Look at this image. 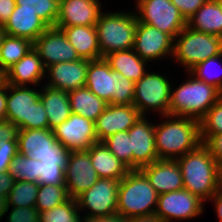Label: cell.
I'll return each mask as SVG.
<instances>
[{"instance_id":"1","label":"cell","mask_w":222,"mask_h":222,"mask_svg":"<svg viewBox=\"0 0 222 222\" xmlns=\"http://www.w3.org/2000/svg\"><path fill=\"white\" fill-rule=\"evenodd\" d=\"M155 123V147L158 159L176 160L200 144V121L174 115L158 116Z\"/></svg>"},{"instance_id":"2","label":"cell","mask_w":222,"mask_h":222,"mask_svg":"<svg viewBox=\"0 0 222 222\" xmlns=\"http://www.w3.org/2000/svg\"><path fill=\"white\" fill-rule=\"evenodd\" d=\"M176 161L181 168L184 188L208 203L220 190L218 162L203 144Z\"/></svg>"},{"instance_id":"3","label":"cell","mask_w":222,"mask_h":222,"mask_svg":"<svg viewBox=\"0 0 222 222\" xmlns=\"http://www.w3.org/2000/svg\"><path fill=\"white\" fill-rule=\"evenodd\" d=\"M185 80L178 86L172 83L169 115L189 117L200 121L209 108L222 96V92L211 84L197 80L186 72Z\"/></svg>"},{"instance_id":"4","label":"cell","mask_w":222,"mask_h":222,"mask_svg":"<svg viewBox=\"0 0 222 222\" xmlns=\"http://www.w3.org/2000/svg\"><path fill=\"white\" fill-rule=\"evenodd\" d=\"M85 87L107 104H133L135 83L113 71L105 58L89 61Z\"/></svg>"},{"instance_id":"5","label":"cell","mask_w":222,"mask_h":222,"mask_svg":"<svg viewBox=\"0 0 222 222\" xmlns=\"http://www.w3.org/2000/svg\"><path fill=\"white\" fill-rule=\"evenodd\" d=\"M103 11L95 25L101 56L109 53L133 49L137 28V15L134 10Z\"/></svg>"},{"instance_id":"6","label":"cell","mask_w":222,"mask_h":222,"mask_svg":"<svg viewBox=\"0 0 222 222\" xmlns=\"http://www.w3.org/2000/svg\"><path fill=\"white\" fill-rule=\"evenodd\" d=\"M158 196L140 169L130 170L119 183L117 215L128 219L154 213Z\"/></svg>"},{"instance_id":"7","label":"cell","mask_w":222,"mask_h":222,"mask_svg":"<svg viewBox=\"0 0 222 222\" xmlns=\"http://www.w3.org/2000/svg\"><path fill=\"white\" fill-rule=\"evenodd\" d=\"M222 53V38L186 26L175 38L172 61L188 72L196 64Z\"/></svg>"},{"instance_id":"8","label":"cell","mask_w":222,"mask_h":222,"mask_svg":"<svg viewBox=\"0 0 222 222\" xmlns=\"http://www.w3.org/2000/svg\"><path fill=\"white\" fill-rule=\"evenodd\" d=\"M153 70H148L135 82L133 105L142 116H151V112L154 115H169L171 86L174 80L166 73Z\"/></svg>"},{"instance_id":"9","label":"cell","mask_w":222,"mask_h":222,"mask_svg":"<svg viewBox=\"0 0 222 222\" xmlns=\"http://www.w3.org/2000/svg\"><path fill=\"white\" fill-rule=\"evenodd\" d=\"M18 153L41 162H58L65 169L70 151L57 141L51 129L46 128L19 130Z\"/></svg>"},{"instance_id":"10","label":"cell","mask_w":222,"mask_h":222,"mask_svg":"<svg viewBox=\"0 0 222 222\" xmlns=\"http://www.w3.org/2000/svg\"><path fill=\"white\" fill-rule=\"evenodd\" d=\"M134 1L139 22L155 27L173 39L187 26V20L171 0Z\"/></svg>"},{"instance_id":"11","label":"cell","mask_w":222,"mask_h":222,"mask_svg":"<svg viewBox=\"0 0 222 222\" xmlns=\"http://www.w3.org/2000/svg\"><path fill=\"white\" fill-rule=\"evenodd\" d=\"M119 183L120 180L99 178L91 188L76 198L81 215L90 217L117 215Z\"/></svg>"},{"instance_id":"12","label":"cell","mask_w":222,"mask_h":222,"mask_svg":"<svg viewBox=\"0 0 222 222\" xmlns=\"http://www.w3.org/2000/svg\"><path fill=\"white\" fill-rule=\"evenodd\" d=\"M206 202L185 188L163 193L158 196L155 213L164 222L188 221L200 217L205 212Z\"/></svg>"},{"instance_id":"13","label":"cell","mask_w":222,"mask_h":222,"mask_svg":"<svg viewBox=\"0 0 222 222\" xmlns=\"http://www.w3.org/2000/svg\"><path fill=\"white\" fill-rule=\"evenodd\" d=\"M174 39L167 33L138 21L133 50L141 59L155 64L163 60H172Z\"/></svg>"},{"instance_id":"14","label":"cell","mask_w":222,"mask_h":222,"mask_svg":"<svg viewBox=\"0 0 222 222\" xmlns=\"http://www.w3.org/2000/svg\"><path fill=\"white\" fill-rule=\"evenodd\" d=\"M52 131L57 141L70 152L87 151L98 142L95 122L74 113Z\"/></svg>"},{"instance_id":"15","label":"cell","mask_w":222,"mask_h":222,"mask_svg":"<svg viewBox=\"0 0 222 222\" xmlns=\"http://www.w3.org/2000/svg\"><path fill=\"white\" fill-rule=\"evenodd\" d=\"M45 69L56 63L73 62L81 59L75 48L67 40L62 29L48 27L34 42Z\"/></svg>"},{"instance_id":"16","label":"cell","mask_w":222,"mask_h":222,"mask_svg":"<svg viewBox=\"0 0 222 222\" xmlns=\"http://www.w3.org/2000/svg\"><path fill=\"white\" fill-rule=\"evenodd\" d=\"M64 173L68 195L73 199L91 188L99 179L88 150L70 152Z\"/></svg>"},{"instance_id":"17","label":"cell","mask_w":222,"mask_h":222,"mask_svg":"<svg viewBox=\"0 0 222 222\" xmlns=\"http://www.w3.org/2000/svg\"><path fill=\"white\" fill-rule=\"evenodd\" d=\"M39 99L40 87L7 83L6 120L11 121L19 130L30 129L31 107Z\"/></svg>"},{"instance_id":"18","label":"cell","mask_w":222,"mask_h":222,"mask_svg":"<svg viewBox=\"0 0 222 222\" xmlns=\"http://www.w3.org/2000/svg\"><path fill=\"white\" fill-rule=\"evenodd\" d=\"M148 116H141L128 130L133 151V170L153 163L158 159L155 147V123Z\"/></svg>"},{"instance_id":"19","label":"cell","mask_w":222,"mask_h":222,"mask_svg":"<svg viewBox=\"0 0 222 222\" xmlns=\"http://www.w3.org/2000/svg\"><path fill=\"white\" fill-rule=\"evenodd\" d=\"M141 116V113L133 104H107L95 121L98 141H103L117 132L128 131Z\"/></svg>"},{"instance_id":"20","label":"cell","mask_w":222,"mask_h":222,"mask_svg":"<svg viewBox=\"0 0 222 222\" xmlns=\"http://www.w3.org/2000/svg\"><path fill=\"white\" fill-rule=\"evenodd\" d=\"M101 2L100 0H59V14L55 26H95L101 13L105 11Z\"/></svg>"},{"instance_id":"21","label":"cell","mask_w":222,"mask_h":222,"mask_svg":"<svg viewBox=\"0 0 222 222\" xmlns=\"http://www.w3.org/2000/svg\"><path fill=\"white\" fill-rule=\"evenodd\" d=\"M87 59H79L73 62H61L48 66L45 70L46 86L60 89L66 92L85 87Z\"/></svg>"},{"instance_id":"22","label":"cell","mask_w":222,"mask_h":222,"mask_svg":"<svg viewBox=\"0 0 222 222\" xmlns=\"http://www.w3.org/2000/svg\"><path fill=\"white\" fill-rule=\"evenodd\" d=\"M140 170L159 195L184 188L181 168L176 160L159 159Z\"/></svg>"},{"instance_id":"23","label":"cell","mask_w":222,"mask_h":222,"mask_svg":"<svg viewBox=\"0 0 222 222\" xmlns=\"http://www.w3.org/2000/svg\"><path fill=\"white\" fill-rule=\"evenodd\" d=\"M45 70L38 52L33 48L4 73V80L15 86L40 87L46 79Z\"/></svg>"},{"instance_id":"24","label":"cell","mask_w":222,"mask_h":222,"mask_svg":"<svg viewBox=\"0 0 222 222\" xmlns=\"http://www.w3.org/2000/svg\"><path fill=\"white\" fill-rule=\"evenodd\" d=\"M3 27L6 35L27 38L34 42L49 26L35 12L19 10L16 5Z\"/></svg>"},{"instance_id":"25","label":"cell","mask_w":222,"mask_h":222,"mask_svg":"<svg viewBox=\"0 0 222 222\" xmlns=\"http://www.w3.org/2000/svg\"><path fill=\"white\" fill-rule=\"evenodd\" d=\"M88 151L92 166L99 178L121 180L130 171L110 152L103 141L94 143Z\"/></svg>"},{"instance_id":"26","label":"cell","mask_w":222,"mask_h":222,"mask_svg":"<svg viewBox=\"0 0 222 222\" xmlns=\"http://www.w3.org/2000/svg\"><path fill=\"white\" fill-rule=\"evenodd\" d=\"M75 48L81 59H101V51L95 26L58 27Z\"/></svg>"},{"instance_id":"27","label":"cell","mask_w":222,"mask_h":222,"mask_svg":"<svg viewBox=\"0 0 222 222\" xmlns=\"http://www.w3.org/2000/svg\"><path fill=\"white\" fill-rule=\"evenodd\" d=\"M187 26L222 38V0H207L187 20Z\"/></svg>"},{"instance_id":"28","label":"cell","mask_w":222,"mask_h":222,"mask_svg":"<svg viewBox=\"0 0 222 222\" xmlns=\"http://www.w3.org/2000/svg\"><path fill=\"white\" fill-rule=\"evenodd\" d=\"M40 100L46 111L49 129L52 130L69 118L71 107L68 92L43 84L40 87Z\"/></svg>"},{"instance_id":"29","label":"cell","mask_w":222,"mask_h":222,"mask_svg":"<svg viewBox=\"0 0 222 222\" xmlns=\"http://www.w3.org/2000/svg\"><path fill=\"white\" fill-rule=\"evenodd\" d=\"M104 58L113 71L120 73L121 76L132 80L134 83L150 69L148 68L149 63L141 59L133 49L115 51Z\"/></svg>"},{"instance_id":"30","label":"cell","mask_w":222,"mask_h":222,"mask_svg":"<svg viewBox=\"0 0 222 222\" xmlns=\"http://www.w3.org/2000/svg\"><path fill=\"white\" fill-rule=\"evenodd\" d=\"M71 113L81 115L92 121L104 111L107 103L92 93L87 87L68 92Z\"/></svg>"},{"instance_id":"31","label":"cell","mask_w":222,"mask_h":222,"mask_svg":"<svg viewBox=\"0 0 222 222\" xmlns=\"http://www.w3.org/2000/svg\"><path fill=\"white\" fill-rule=\"evenodd\" d=\"M31 49H33V42L31 40L6 35L0 47V69L5 73Z\"/></svg>"},{"instance_id":"32","label":"cell","mask_w":222,"mask_h":222,"mask_svg":"<svg viewBox=\"0 0 222 222\" xmlns=\"http://www.w3.org/2000/svg\"><path fill=\"white\" fill-rule=\"evenodd\" d=\"M221 62H222V53L214 57H210L205 61L196 64L188 72L192 76H194L197 80L204 81L207 84H211L222 92Z\"/></svg>"},{"instance_id":"33","label":"cell","mask_w":222,"mask_h":222,"mask_svg":"<svg viewBox=\"0 0 222 222\" xmlns=\"http://www.w3.org/2000/svg\"><path fill=\"white\" fill-rule=\"evenodd\" d=\"M39 183L15 181L7 195V207H35Z\"/></svg>"},{"instance_id":"34","label":"cell","mask_w":222,"mask_h":222,"mask_svg":"<svg viewBox=\"0 0 222 222\" xmlns=\"http://www.w3.org/2000/svg\"><path fill=\"white\" fill-rule=\"evenodd\" d=\"M69 198L65 184H39L35 208L41 213L53 209Z\"/></svg>"},{"instance_id":"35","label":"cell","mask_w":222,"mask_h":222,"mask_svg":"<svg viewBox=\"0 0 222 222\" xmlns=\"http://www.w3.org/2000/svg\"><path fill=\"white\" fill-rule=\"evenodd\" d=\"M19 10L33 11L49 27L55 26L59 14V0H15Z\"/></svg>"},{"instance_id":"36","label":"cell","mask_w":222,"mask_h":222,"mask_svg":"<svg viewBox=\"0 0 222 222\" xmlns=\"http://www.w3.org/2000/svg\"><path fill=\"white\" fill-rule=\"evenodd\" d=\"M103 143L117 159L133 170V151L128 131L112 134L104 139Z\"/></svg>"},{"instance_id":"37","label":"cell","mask_w":222,"mask_h":222,"mask_svg":"<svg viewBox=\"0 0 222 222\" xmlns=\"http://www.w3.org/2000/svg\"><path fill=\"white\" fill-rule=\"evenodd\" d=\"M8 172L16 181L38 183L40 176V161L25 157L17 153L9 166Z\"/></svg>"},{"instance_id":"38","label":"cell","mask_w":222,"mask_h":222,"mask_svg":"<svg viewBox=\"0 0 222 222\" xmlns=\"http://www.w3.org/2000/svg\"><path fill=\"white\" fill-rule=\"evenodd\" d=\"M80 215L76 199L69 198L53 209L41 212L40 222H80Z\"/></svg>"},{"instance_id":"39","label":"cell","mask_w":222,"mask_h":222,"mask_svg":"<svg viewBox=\"0 0 222 222\" xmlns=\"http://www.w3.org/2000/svg\"><path fill=\"white\" fill-rule=\"evenodd\" d=\"M222 133V96L200 120V134Z\"/></svg>"},{"instance_id":"40","label":"cell","mask_w":222,"mask_h":222,"mask_svg":"<svg viewBox=\"0 0 222 222\" xmlns=\"http://www.w3.org/2000/svg\"><path fill=\"white\" fill-rule=\"evenodd\" d=\"M39 184L62 185L65 184L64 168L58 162H41L40 161Z\"/></svg>"},{"instance_id":"41","label":"cell","mask_w":222,"mask_h":222,"mask_svg":"<svg viewBox=\"0 0 222 222\" xmlns=\"http://www.w3.org/2000/svg\"><path fill=\"white\" fill-rule=\"evenodd\" d=\"M8 210L7 222H40V213L35 207H7L6 213Z\"/></svg>"},{"instance_id":"42","label":"cell","mask_w":222,"mask_h":222,"mask_svg":"<svg viewBox=\"0 0 222 222\" xmlns=\"http://www.w3.org/2000/svg\"><path fill=\"white\" fill-rule=\"evenodd\" d=\"M202 144L218 162L222 163V133L220 134H200Z\"/></svg>"},{"instance_id":"43","label":"cell","mask_w":222,"mask_h":222,"mask_svg":"<svg viewBox=\"0 0 222 222\" xmlns=\"http://www.w3.org/2000/svg\"><path fill=\"white\" fill-rule=\"evenodd\" d=\"M49 128L48 118L42 101L39 99L32 104L30 113V129Z\"/></svg>"},{"instance_id":"44","label":"cell","mask_w":222,"mask_h":222,"mask_svg":"<svg viewBox=\"0 0 222 222\" xmlns=\"http://www.w3.org/2000/svg\"><path fill=\"white\" fill-rule=\"evenodd\" d=\"M18 153V141L0 144V173L8 172L14 156Z\"/></svg>"},{"instance_id":"45","label":"cell","mask_w":222,"mask_h":222,"mask_svg":"<svg viewBox=\"0 0 222 222\" xmlns=\"http://www.w3.org/2000/svg\"><path fill=\"white\" fill-rule=\"evenodd\" d=\"M207 0H171L188 20Z\"/></svg>"},{"instance_id":"46","label":"cell","mask_w":222,"mask_h":222,"mask_svg":"<svg viewBox=\"0 0 222 222\" xmlns=\"http://www.w3.org/2000/svg\"><path fill=\"white\" fill-rule=\"evenodd\" d=\"M19 129L8 120L0 121V144L8 141H18Z\"/></svg>"},{"instance_id":"47","label":"cell","mask_w":222,"mask_h":222,"mask_svg":"<svg viewBox=\"0 0 222 222\" xmlns=\"http://www.w3.org/2000/svg\"><path fill=\"white\" fill-rule=\"evenodd\" d=\"M16 6L15 0H0V26H4Z\"/></svg>"},{"instance_id":"48","label":"cell","mask_w":222,"mask_h":222,"mask_svg":"<svg viewBox=\"0 0 222 222\" xmlns=\"http://www.w3.org/2000/svg\"><path fill=\"white\" fill-rule=\"evenodd\" d=\"M15 181V178L9 172L0 173V193L7 196Z\"/></svg>"},{"instance_id":"49","label":"cell","mask_w":222,"mask_h":222,"mask_svg":"<svg viewBox=\"0 0 222 222\" xmlns=\"http://www.w3.org/2000/svg\"><path fill=\"white\" fill-rule=\"evenodd\" d=\"M7 82H0V121L6 120Z\"/></svg>"},{"instance_id":"50","label":"cell","mask_w":222,"mask_h":222,"mask_svg":"<svg viewBox=\"0 0 222 222\" xmlns=\"http://www.w3.org/2000/svg\"><path fill=\"white\" fill-rule=\"evenodd\" d=\"M80 222H127V219L118 215H113L110 217L82 216Z\"/></svg>"},{"instance_id":"51","label":"cell","mask_w":222,"mask_h":222,"mask_svg":"<svg viewBox=\"0 0 222 222\" xmlns=\"http://www.w3.org/2000/svg\"><path fill=\"white\" fill-rule=\"evenodd\" d=\"M215 206V214L217 215L218 222H222V190L217 191L209 200Z\"/></svg>"},{"instance_id":"52","label":"cell","mask_w":222,"mask_h":222,"mask_svg":"<svg viewBox=\"0 0 222 222\" xmlns=\"http://www.w3.org/2000/svg\"><path fill=\"white\" fill-rule=\"evenodd\" d=\"M127 222H164L155 212L146 215L130 217Z\"/></svg>"},{"instance_id":"53","label":"cell","mask_w":222,"mask_h":222,"mask_svg":"<svg viewBox=\"0 0 222 222\" xmlns=\"http://www.w3.org/2000/svg\"><path fill=\"white\" fill-rule=\"evenodd\" d=\"M6 208H7V196H4L0 193V220L3 216H6ZM1 222V221H0Z\"/></svg>"},{"instance_id":"54","label":"cell","mask_w":222,"mask_h":222,"mask_svg":"<svg viewBox=\"0 0 222 222\" xmlns=\"http://www.w3.org/2000/svg\"><path fill=\"white\" fill-rule=\"evenodd\" d=\"M6 36V32L3 26H0V47L2 45L3 39Z\"/></svg>"},{"instance_id":"55","label":"cell","mask_w":222,"mask_h":222,"mask_svg":"<svg viewBox=\"0 0 222 222\" xmlns=\"http://www.w3.org/2000/svg\"><path fill=\"white\" fill-rule=\"evenodd\" d=\"M219 187L222 190V163L219 164Z\"/></svg>"},{"instance_id":"56","label":"cell","mask_w":222,"mask_h":222,"mask_svg":"<svg viewBox=\"0 0 222 222\" xmlns=\"http://www.w3.org/2000/svg\"><path fill=\"white\" fill-rule=\"evenodd\" d=\"M4 80V73L3 71L0 69V82Z\"/></svg>"}]
</instances>
